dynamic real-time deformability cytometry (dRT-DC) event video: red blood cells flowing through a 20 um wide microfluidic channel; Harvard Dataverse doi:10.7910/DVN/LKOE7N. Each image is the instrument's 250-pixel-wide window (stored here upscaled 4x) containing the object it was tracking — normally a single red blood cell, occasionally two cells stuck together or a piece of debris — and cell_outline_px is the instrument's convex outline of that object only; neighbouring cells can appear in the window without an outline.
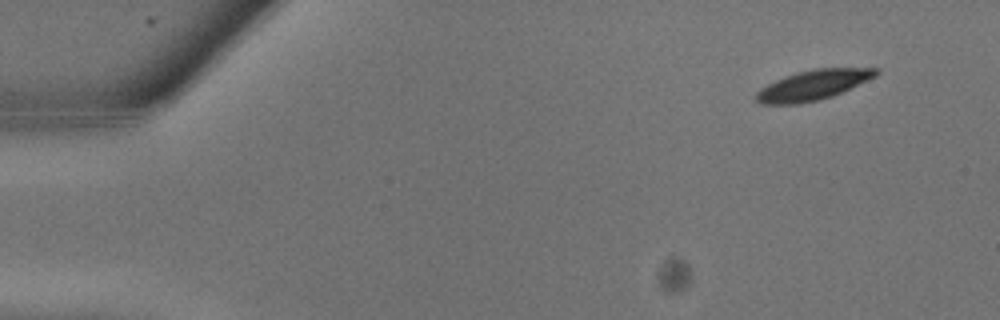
{"species": "common noctule bat (a hibernating species)", "species_latin": "Nyctalus noctula", "temperature_condition": "warm", "stored_images_in_passage": 10, "camera_frame_rate_fps": 3000, "um_per_image_px": 0.085, "animal": {"sex": "male", "body_mass_g": 13.3}, "frame": {"image": 1, "passage_image": 1, "time_ms": 0.0, "image_size_px": [1000, 320], "cell_outline_px": [[880, 72], [876, 76], [832, 96], [820, 100], [800, 104], [760, 104], [756, 100], [756, 92], [760, 88], [784, 76], [796, 72], [812, 68], [880, 68]], "centroid_in_image_um": [69.09, 7.23], "position_along_channel_um": 15.9, "area_um2": 20.98}}
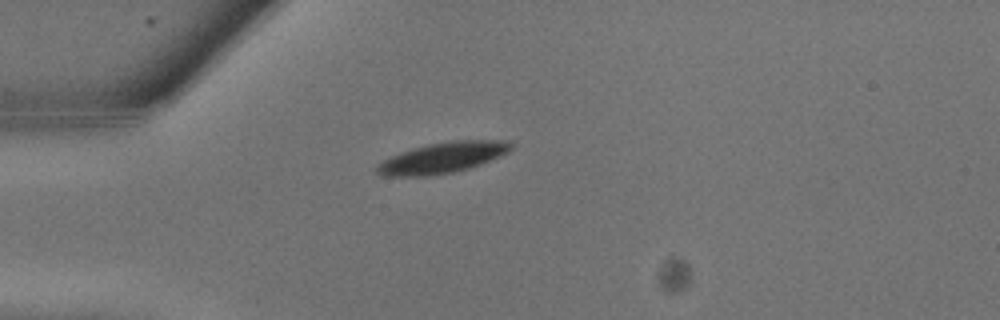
{"frame": {"image": 2, "passage_image": 6, "time_ms": 1.667, "image_size_px": [1000, 320], "cell_outline_px": [[516, 144], [508, 152], [500, 156], [480, 164], [468, 168], [452, 172], [428, 176], [380, 176], [372, 168], [376, 164], [392, 156], [412, 148], [428, 144], [448, 140], [508, 140]], "centroid_in_image_um": [37.61, 13.4], "position_along_channel_um": 47.4, "area_um2": 24.22}}